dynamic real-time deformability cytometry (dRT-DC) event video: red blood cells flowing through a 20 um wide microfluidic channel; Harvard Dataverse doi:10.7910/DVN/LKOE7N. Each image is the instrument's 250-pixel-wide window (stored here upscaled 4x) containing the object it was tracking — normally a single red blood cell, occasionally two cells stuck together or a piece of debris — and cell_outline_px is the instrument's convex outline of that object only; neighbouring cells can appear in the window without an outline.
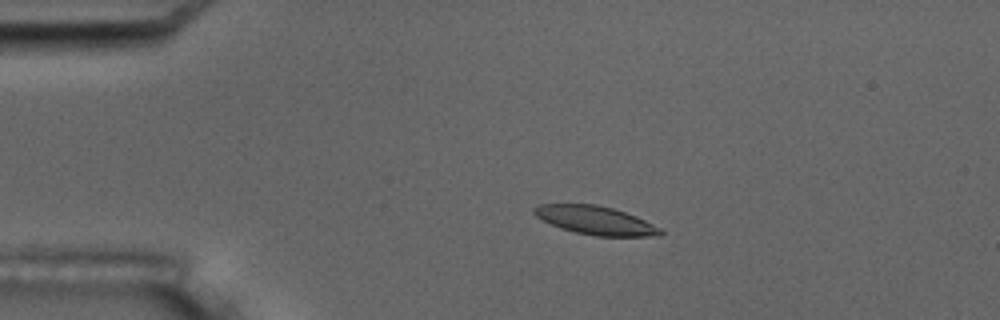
{"species": "common noctule bat (a hibernating species)", "species_latin": "Nyctalus noctula", "temperature_condition": "room temperature", "stored_images_in_passage": 4, "camera_frame_rate_fps": 3000, "um_per_image_px": 0.085, "animal": {"sex": "male", "body_mass_g": 17.5, "forearm_length_mm": 52.3}, "frame": {"image": 1, "passage_image": 2, "time_ms": 1.0, "image_size_px": [1000, 320], "cell_outline_px": [[664, 232], [660, 236], [596, 236], [576, 232], [560, 228], [536, 216], [532, 212], [532, 208], [540, 204], [596, 204], [612, 208], [636, 216], [660, 228]], "centroid_in_image_um": [50.61, 18.73], "position_along_channel_um": 34.4, "area_um2": 20.81}}